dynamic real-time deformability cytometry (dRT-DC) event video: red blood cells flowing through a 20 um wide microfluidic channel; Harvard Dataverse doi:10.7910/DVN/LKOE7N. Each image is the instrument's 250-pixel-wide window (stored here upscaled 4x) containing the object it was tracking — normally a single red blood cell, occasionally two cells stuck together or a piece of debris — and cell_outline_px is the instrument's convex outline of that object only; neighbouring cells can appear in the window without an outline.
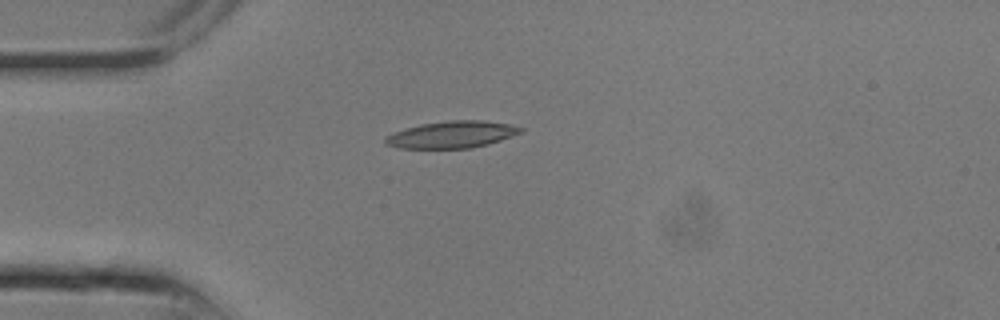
{"species": "common noctule bat (a hibernating species)", "species_latin": "Nyctalus noctula", "temperature_condition": "room temperature", "stored_images_in_passage": 6, "camera_frame_rate_fps": 3000, "um_per_image_px": 0.085, "animal": {"sex": "male", "body_mass_g": 13.3}, "frame": {"image": 1, "passage_image": 1, "time_ms": 0.0, "image_size_px": [1000, 320], "cell_outline_px": [[524, 132], [488, 144], [468, 148], [396, 148], [384, 144], [384, 136], [392, 132], [404, 128], [420, 124], [448, 120], [484, 120], [508, 124], [524, 128]], "centroid_in_image_um": [38.36, 11.43], "position_along_channel_um": 46.6, "area_um2": 21.44}}
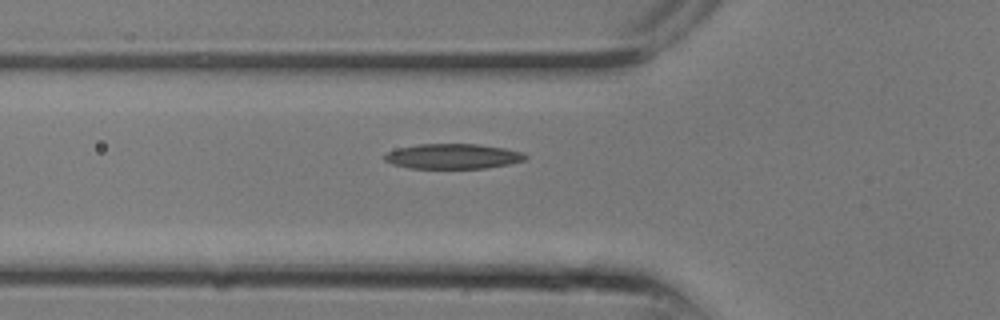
{"frame": {"image": 2, "passage_image": 3, "time_ms": 0.667, "image_size_px": [1000, 320], "cell_outline_px": [[528, 156], [524, 160], [508, 164], [484, 168], [408, 168], [392, 164], [384, 160], [384, 156], [388, 152], [400, 148], [420, 144], [476, 144], [504, 148], [524, 152]], "centroid_in_image_um": [38.51, 13.29], "position_along_channel_um": 87.3, "area_um2": 20.4}}
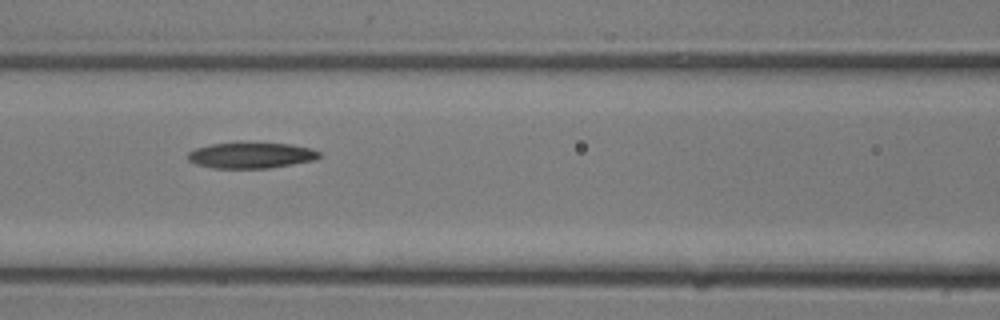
{"frame": {"image": 3, "passage_image": 5, "time_ms": 1.333, "image_size_px": [1000, 320], "cell_outline_px": [[320, 156], [316, 160], [268, 168], [212, 168], [196, 164], [188, 160], [188, 152], [196, 148], [212, 144], [236, 140], [292, 144], [312, 148], [320, 152]], "centroid_in_image_um": [21.34, 13.16], "position_along_channel_um": 145.3, "area_um2": 20.58}}